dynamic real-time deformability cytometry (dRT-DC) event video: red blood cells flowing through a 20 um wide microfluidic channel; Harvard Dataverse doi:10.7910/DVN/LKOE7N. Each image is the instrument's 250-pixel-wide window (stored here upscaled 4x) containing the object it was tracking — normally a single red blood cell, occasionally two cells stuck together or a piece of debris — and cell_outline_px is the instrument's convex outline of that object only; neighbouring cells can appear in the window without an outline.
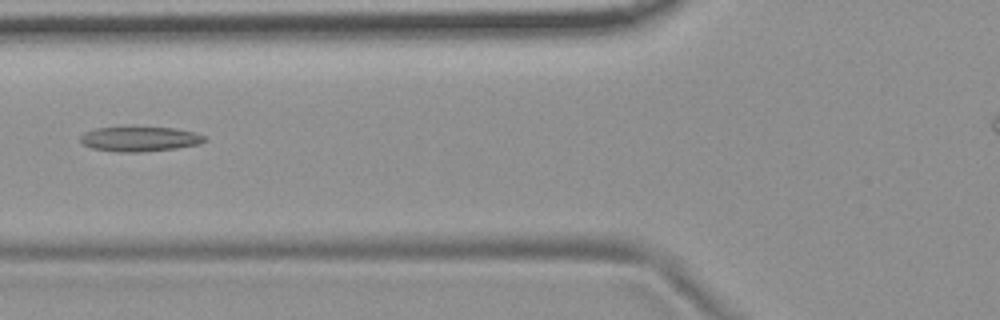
{"species": "common noctule bat (a hibernating species)", "species_latin": "Nyctalus noctula", "temperature_condition": "room temperature", "stored_images_in_passage": 7, "camera_frame_rate_fps": 3000, "um_per_image_px": 0.085, "animal": {"sex": "female", "body_mass_g": 19.9}, "frame": {"image": 1, "passage_image": 7, "time_ms": 2.0, "image_size_px": [1000, 320], "cell_outline_px": [[208, 140], [200, 144], [176, 148], [140, 152], [120, 152], [92, 148], [84, 144], [80, 140], [80, 136], [84, 132], [96, 128], [176, 128], [196, 132], [204, 136]], "centroid_in_image_um": [11.92, 11.82], "position_along_channel_um": 113.9, "area_um2": 17.74}}